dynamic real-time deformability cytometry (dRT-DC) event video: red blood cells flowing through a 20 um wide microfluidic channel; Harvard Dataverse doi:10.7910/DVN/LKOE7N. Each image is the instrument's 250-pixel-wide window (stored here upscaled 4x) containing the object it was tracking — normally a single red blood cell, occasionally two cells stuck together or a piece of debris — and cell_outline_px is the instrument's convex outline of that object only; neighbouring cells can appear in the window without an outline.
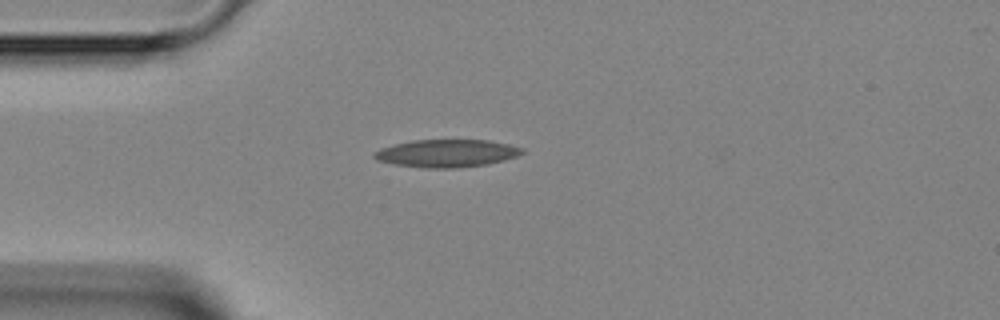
{"species": "Egyptian fruit bat (a non-hibernating species)", "species_latin": "Rousettus aegyptiacus", "temperature_condition": "room temperature", "stored_images_in_passage": 1, "camera_frame_rate_fps": 3000, "um_per_image_px": 0.085, "animal": {"sex": "female"}, "frame": {"image": 1, "passage_image": 1, "time_ms": 0.0, "image_size_px": [1000, 320], "cell_outline_px": [[524, 152], [516, 156], [504, 160], [488, 164], [456, 168], [420, 168], [396, 164], [376, 160], [372, 156], [372, 152], [380, 148], [412, 140], [488, 140], [508, 144], [524, 148]], "centroid_in_image_um": [37.95, 13.03], "position_along_channel_um": 47.1, "area_um2": 23.93}}